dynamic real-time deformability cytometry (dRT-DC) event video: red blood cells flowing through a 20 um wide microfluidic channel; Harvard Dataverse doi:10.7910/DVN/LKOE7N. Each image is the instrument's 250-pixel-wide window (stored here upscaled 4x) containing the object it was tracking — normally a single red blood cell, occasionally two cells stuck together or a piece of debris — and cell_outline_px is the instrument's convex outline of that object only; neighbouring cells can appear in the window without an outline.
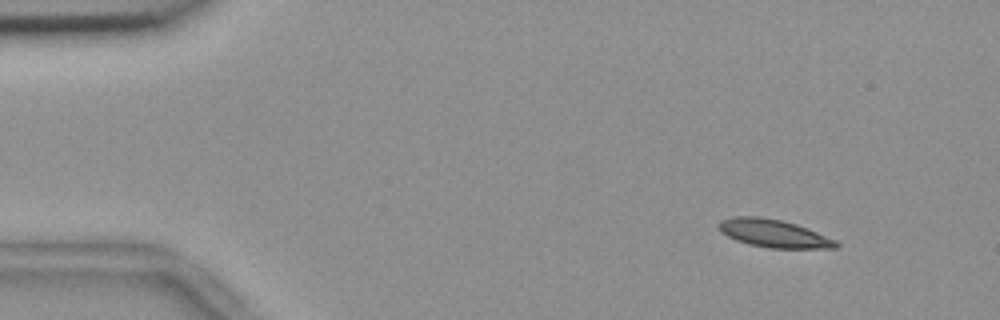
{"species": "common noctule bat (a hibernating species)", "species_latin": "Nyctalus noctula", "temperature_condition": "room temperature", "stored_images_in_passage": 51, "camera_frame_rate_fps": 3000, "um_per_image_px": 0.085, "animal": {"sex": "female", "body_mass_g": 18.4}, "frame": {"image": 1, "passage_image": 2, "time_ms": 0.333, "image_size_px": [1000, 320], "cell_outline_px": [[840, 244], [836, 248], [768, 248], [748, 244], [736, 240], [720, 232], [716, 224], [720, 220], [732, 216], [760, 216], [780, 220], [796, 224], [808, 228], [836, 240]], "centroid_in_image_um": [65.73, 19.83], "position_along_channel_um": 19.3, "area_um2": 19.25}}
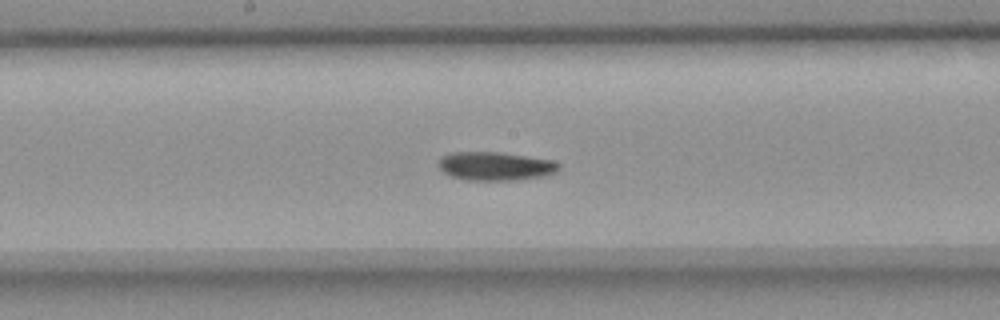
{"frame": {"image": 2, "passage_image": 25, "time_ms": 8.0, "image_size_px": [1000, 320], "cell_outline_px": [[560, 168], [556, 172], [544, 176], [516, 180], [464, 180], [452, 176], [444, 172], [436, 164], [440, 156], [452, 152], [500, 152], [552, 160], [560, 164]], "centroid_in_image_um": [42.08, 14.12], "position_along_channel_um": 206.1, "area_um2": 20.17}}
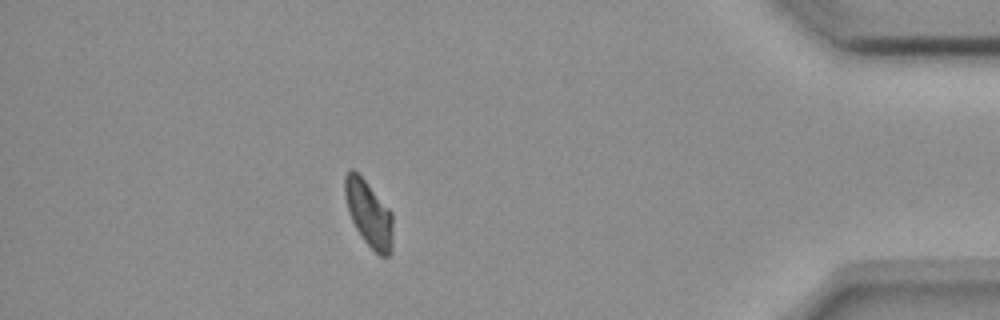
{"frame": {"image": 3, "passage_image": 45, "time_ms": 14.667, "image_size_px": [1000, 320], "cell_outline_px": [[392, 252], [388, 256], [380, 256], [364, 240], [356, 228], [348, 212], [344, 196], [344, 176], [352, 168], [364, 180], [392, 212]], "centroid_in_image_um": [31.34, 18.17], "position_along_channel_um": 403.9, "area_um2": 18.26}}